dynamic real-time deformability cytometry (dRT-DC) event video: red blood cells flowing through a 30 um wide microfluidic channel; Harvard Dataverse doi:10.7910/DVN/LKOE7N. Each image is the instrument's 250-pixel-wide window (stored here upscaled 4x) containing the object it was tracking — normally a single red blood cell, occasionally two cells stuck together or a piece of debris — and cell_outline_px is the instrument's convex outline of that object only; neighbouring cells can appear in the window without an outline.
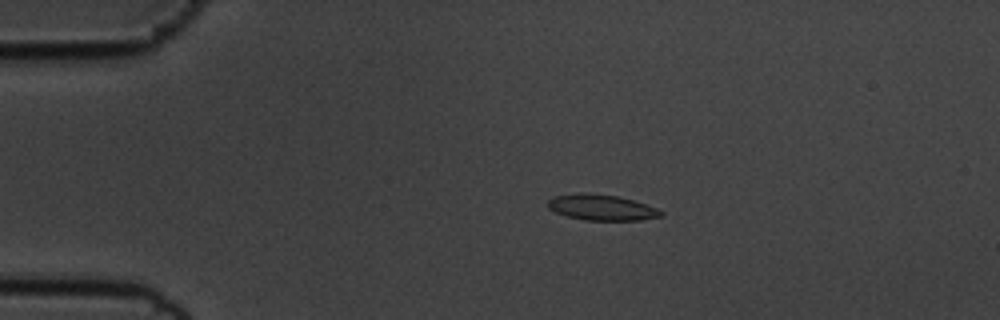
{"species": "common noctule bat (a hibernating species)", "species_latin": "Nyctalus noctula", "temperature_condition": "cold", "stored_images_in_passage": 42, "camera_frame_rate_fps": 3000, "um_per_image_px": 0.085, "animal": {"sex": "male", "body_mass_g": 19.5, "forearm_length_mm": 54.6}, "frame": {"image": 1, "passage_image": 11, "time_ms": 3.333, "image_size_px": [1000, 320], "cell_outline_px": [[664, 212], [660, 216], [640, 220], [584, 220], [568, 216], [556, 212], [548, 208], [548, 200], [552, 196], [580, 192], [588, 192], [616, 196], [632, 200], [656, 208]], "centroid_in_image_um": [51.08, 17.62], "position_along_channel_um": 33.9, "area_um2": 16.88}}
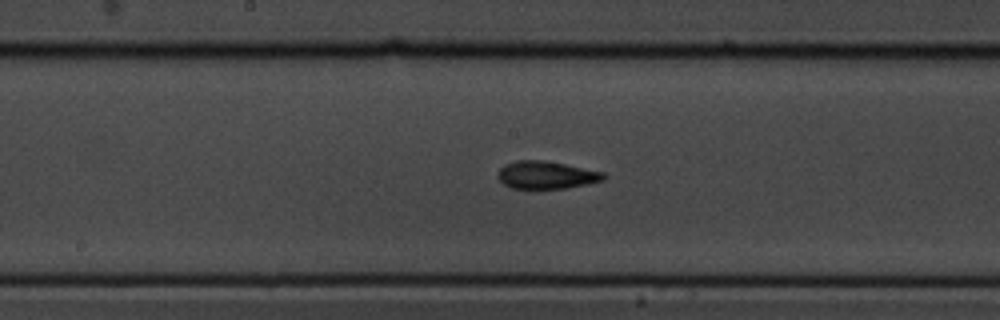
{"frame": {"image": 2, "passage_image": 29, "time_ms": 9.333, "image_size_px": [1000, 320], "cell_outline_px": [[608, 176], [604, 180], [588, 184], [568, 188], [512, 188], [504, 184], [496, 176], [496, 172], [504, 164], [516, 160], [544, 160], [604, 172]], "centroid_in_image_um": [46.43, 14.87], "position_along_channel_um": 201.8, "area_um2": 17.17}}
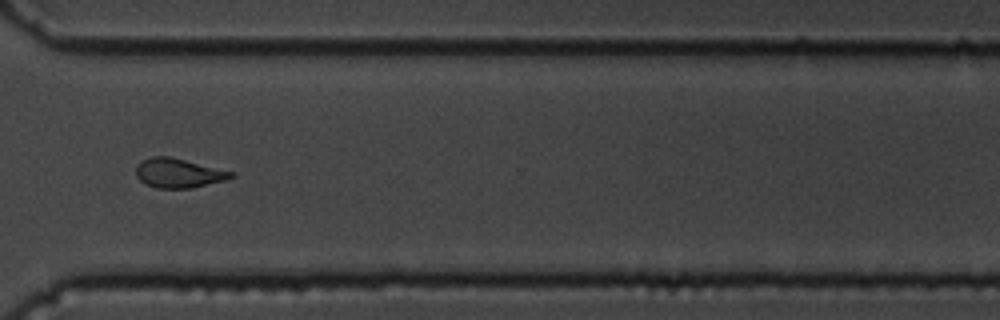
{"frame": {"image": 3, "passage_image": 42, "time_ms": 13.667, "image_size_px": [1000, 320], "cell_outline_px": [[236, 176], [228, 180], [192, 188], [156, 188], [144, 184], [136, 176], [136, 164], [140, 160], [152, 156], [168, 156], [236, 172]], "centroid_in_image_um": [15.19, 14.72], "position_along_channel_um": 355.4, "area_um2": 16.59}}